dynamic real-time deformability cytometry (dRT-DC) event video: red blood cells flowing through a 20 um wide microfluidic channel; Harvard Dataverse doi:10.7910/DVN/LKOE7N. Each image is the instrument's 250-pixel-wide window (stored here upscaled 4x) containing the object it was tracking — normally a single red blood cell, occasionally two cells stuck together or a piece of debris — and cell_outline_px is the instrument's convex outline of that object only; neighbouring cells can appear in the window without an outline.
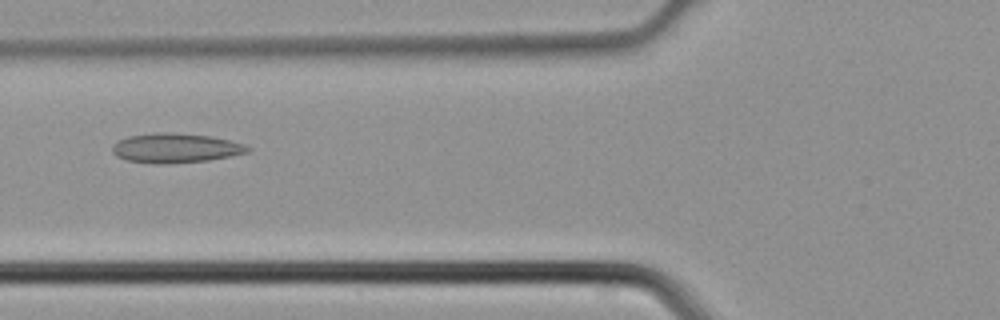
{"species": "common noctule bat (a hibernating species)", "species_latin": "Nyctalus noctula", "temperature_condition": "cold", "stored_images_in_passage": 5, "camera_frame_rate_fps": 3000, "um_per_image_px": 0.085, "animal": {"sex": "male", "body_mass_g": 21.5, "forearm_length_mm": 52.0}, "frame": {"image": 1, "passage_image": 5, "time_ms": 1.333, "image_size_px": [1000, 320], "cell_outline_px": [[252, 148], [248, 152], [232, 156], [208, 160], [164, 164], [156, 164], [128, 160], [116, 156], [112, 152], [112, 144], [128, 136], [156, 132], [172, 132], [212, 136], [244, 144]], "centroid_in_image_um": [14.92, 12.58], "position_along_channel_um": 110.9, "area_um2": 23.35}}